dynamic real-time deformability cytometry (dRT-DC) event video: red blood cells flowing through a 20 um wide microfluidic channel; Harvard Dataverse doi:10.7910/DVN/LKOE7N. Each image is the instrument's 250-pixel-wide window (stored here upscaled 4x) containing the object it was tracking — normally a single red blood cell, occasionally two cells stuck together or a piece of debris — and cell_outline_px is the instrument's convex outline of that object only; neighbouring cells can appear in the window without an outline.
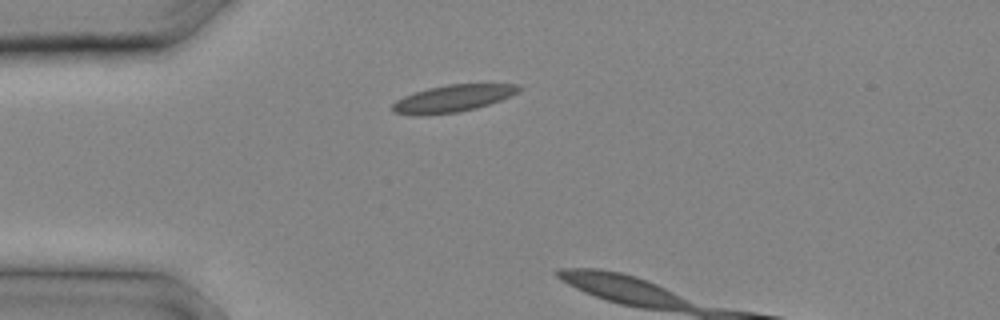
{"species": "common noctule bat (a hibernating species)", "species_latin": "Nyctalus noctula", "temperature_condition": "cold", "stored_images_in_passage": 3, "camera_frame_rate_fps": 3000, "um_per_image_px": 0.085, "animal": {"sex": "male", "body_mass_g": 20.4}, "frame": {"image": 1, "passage_image": 1, "time_ms": 0.0, "image_size_px": [1000, 320], "cell_outline_px": [[524, 88], [520, 92], [500, 100], [476, 108], [456, 112], [424, 116], [416, 116], [392, 112], [392, 104], [396, 100], [404, 96], [428, 88], [448, 84], [520, 84]], "centroid_in_image_um": [38.49, 8.37], "position_along_channel_um": 46.5, "area_um2": 20.06}}